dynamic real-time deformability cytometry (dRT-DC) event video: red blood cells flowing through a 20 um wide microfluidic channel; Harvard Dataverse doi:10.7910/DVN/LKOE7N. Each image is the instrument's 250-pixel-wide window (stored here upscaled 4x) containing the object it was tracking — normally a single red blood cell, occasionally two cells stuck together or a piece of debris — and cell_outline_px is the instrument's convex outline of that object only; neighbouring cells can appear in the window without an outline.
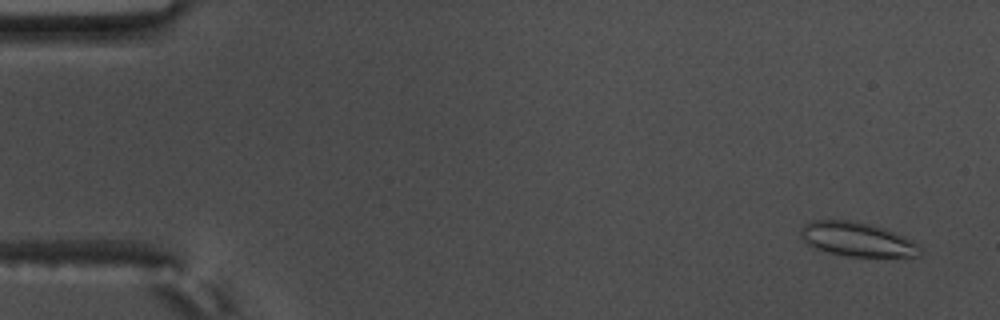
{"species": "common noctule bat (a hibernating species)", "species_latin": "Nyctalus noctula", "temperature_condition": "warm", "stored_images_in_passage": 59, "camera_frame_rate_fps": 3000, "um_per_image_px": 0.085, "animal": {"sex": "male", "body_mass_g": 17.5, "forearm_length_mm": 52.3}, "frame": {"image": 1, "passage_image": 4, "time_ms": 1.0, "image_size_px": [1000, 320], "cell_outline_px": [[924, 252], [916, 256], [848, 256], [828, 252], [816, 248], [808, 244], [800, 236], [800, 228], [804, 224], [812, 220], [848, 220], [868, 224], [884, 228], [904, 236], [916, 244]], "centroid_in_image_um": [72.82, 20.33], "position_along_channel_um": 12.2, "area_um2": 23.47}}
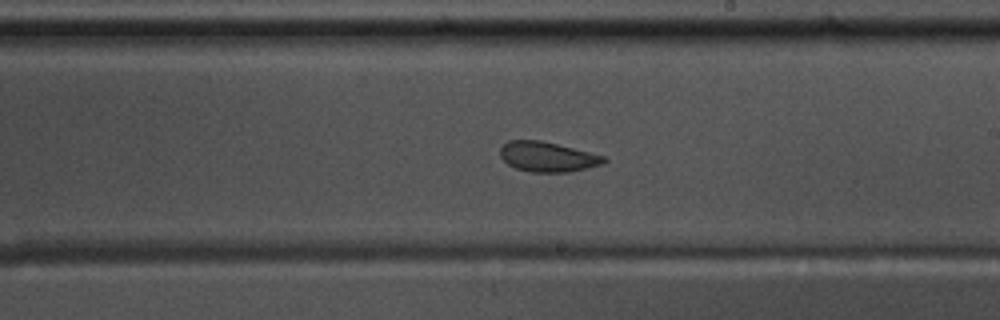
{"frame": {"image": 2, "passage_image": 35, "time_ms": 11.333, "image_size_px": [1000, 320], "cell_outline_px": [[608, 160], [600, 164], [568, 172], [532, 172], [516, 168], [508, 164], [500, 156], [500, 148], [508, 140], [540, 140], [604, 156]], "centroid_in_image_um": [46.49, 13.32], "position_along_channel_um": 242.5, "area_um2": 17.74}}
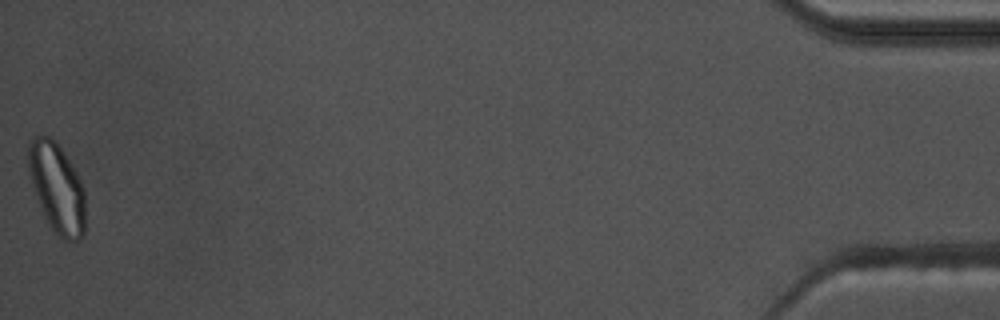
{"frame": {"image": 3, "passage_image": 59, "time_ms": 19.333, "image_size_px": [1000, 320], "cell_outline_px": [[84, 236], [80, 240], [64, 240], [48, 224], [44, 216], [32, 184], [28, 172], [28, 148], [32, 140], [36, 136], [48, 136], [56, 140], [76, 172], [84, 188]], "centroid_in_image_um": [4.84, 15.97], "position_along_channel_um": 430.4, "area_um2": 29.42}, "authors_computed_cell_mechanics": {"area_um2": 21.675, "velocity_mm_per_s": 3.5569, "shape_relaxation_time_tau1_ms": 5.7135, "shape_relaxation_time_tau2_ms": 1.6308, "deformation_change_tau1": 0.1504, "deformation_change_tau2": 0.083}}